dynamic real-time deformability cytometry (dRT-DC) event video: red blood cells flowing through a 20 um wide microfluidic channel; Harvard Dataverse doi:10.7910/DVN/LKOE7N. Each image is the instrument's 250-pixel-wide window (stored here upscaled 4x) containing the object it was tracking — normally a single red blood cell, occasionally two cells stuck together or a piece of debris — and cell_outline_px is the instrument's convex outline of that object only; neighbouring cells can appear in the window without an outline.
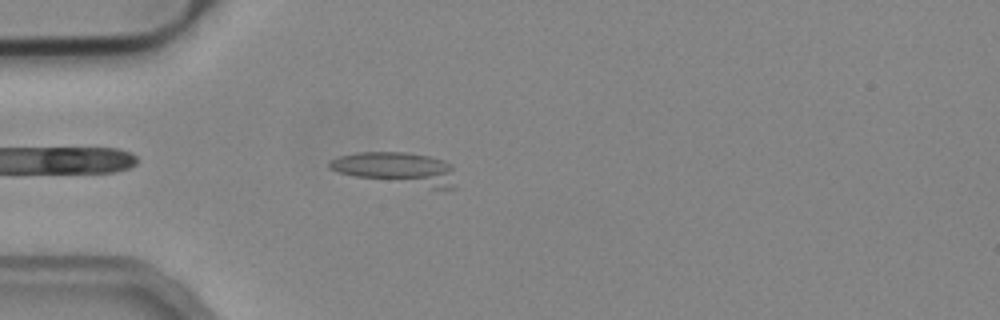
{"species": "common noctule bat (a hibernating species)", "species_latin": "Nyctalus noctula", "temperature_condition": "cold", "stored_images_in_passage": 43, "segment_of_instrument_passage": [1, 2], "camera_frame_rate_fps": 3000, "um_per_image_px": 0.085, "animal": {"sex": "male", "body_mass_g": 19.2, "forearm_length_mm": 51.8}, "frame": {"image": 1, "passage_image": 4, "time_ms": 1.0, "image_size_px": [1000, 320], "cell_outline_px": [[456, 188], [432, 188], [356, 176], [340, 172], [328, 168], [328, 160], [340, 156], [356, 152], [404, 152], [428, 156], [444, 160], [452, 164]], "centroid_in_image_um": [33.76, 14.31], "position_along_channel_um": 51.2, "area_um2": 23.76}}
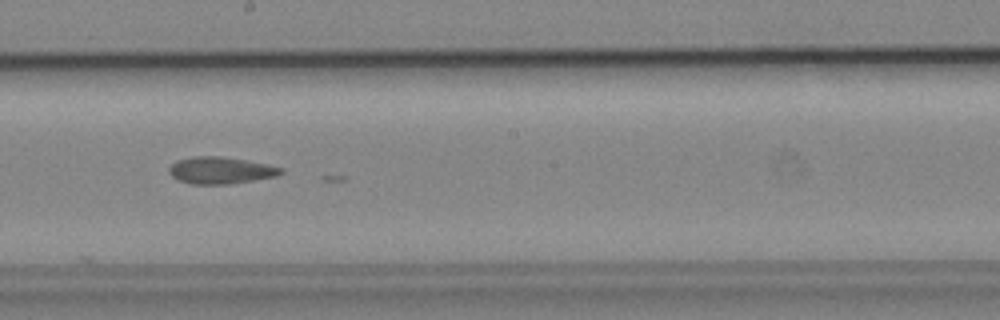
{"frame": {"image": 2, "passage_image": 19, "time_ms": 6.0, "image_size_px": [1000, 320], "cell_outline_px": [[284, 172], [276, 176], [228, 184], [192, 184], [180, 180], [172, 176], [168, 172], [168, 168], [176, 160], [192, 156], [220, 156], [244, 160], [284, 168]], "centroid_in_image_um": [18.72, 14.47], "position_along_channel_um": 229.5, "area_um2": 17.34}}
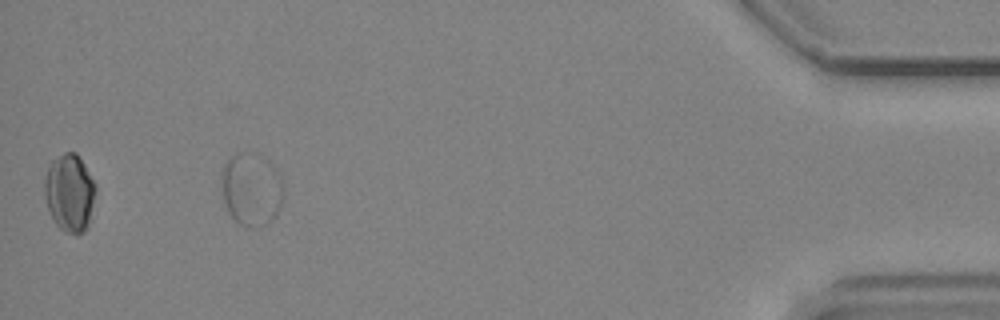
{"frame": {"image": 3, "passage_image": 39, "time_ms": 12.667, "image_size_px": [1000, 320], "cell_outline_px": [[284, 196], [280, 208], [276, 216], [272, 220], [264, 224], [240, 224], [228, 212], [224, 200], [220, 180], [224, 164], [232, 156], [240, 152], [256, 152], [268, 160], [276, 168], [280, 176], [284, 188]], "centroid_in_image_um": [21.39, 16.03], "position_along_channel_um": 413.8, "area_um2": 26.36}}